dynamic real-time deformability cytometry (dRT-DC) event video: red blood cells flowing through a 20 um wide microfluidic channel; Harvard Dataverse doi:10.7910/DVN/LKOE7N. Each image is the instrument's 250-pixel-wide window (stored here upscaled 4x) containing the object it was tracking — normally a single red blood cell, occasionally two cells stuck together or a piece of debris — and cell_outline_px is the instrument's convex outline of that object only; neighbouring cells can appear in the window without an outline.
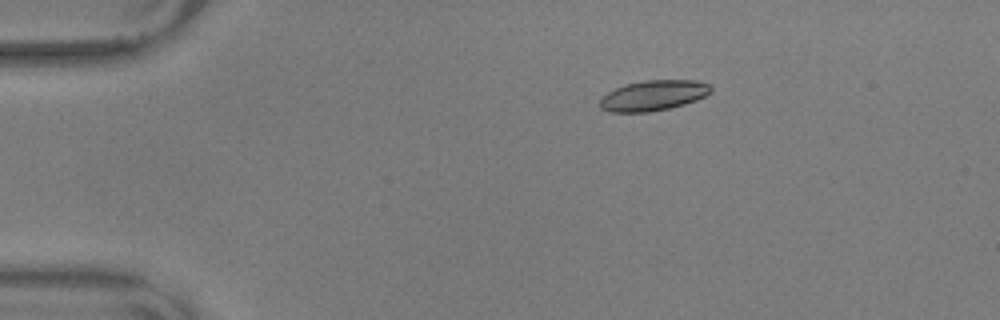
{"species": "common noctule bat (a hibernating species)", "species_latin": "Nyctalus noctula", "temperature_condition": "warm", "stored_images_in_passage": 53, "camera_frame_rate_fps": 3000, "um_per_image_px": 0.085, "animal": {"sex": "male", "body_mass_g": 17.9, "forearm_length_mm": 54.2}, "frame": {"image": 1, "passage_image": 7, "time_ms": 2.0, "image_size_px": [1000, 320], "cell_outline_px": [[712, 92], [696, 100], [684, 104], [668, 108], [648, 112], [608, 112], [600, 108], [600, 100], [608, 92], [616, 88], [628, 84], [644, 80], [696, 80], [708, 84], [712, 88]], "centroid_in_image_um": [55.54, 8.11], "position_along_channel_um": 29.5, "area_um2": 19.48}}
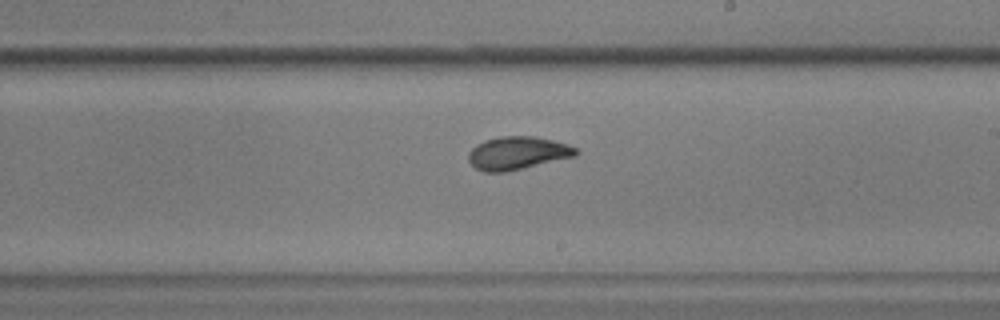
{"frame": {"image": 2, "passage_image": 30, "time_ms": 9.667, "image_size_px": [1000, 320], "cell_outline_px": [[580, 152], [576, 156], [504, 172], [484, 172], [476, 168], [468, 160], [468, 152], [476, 144], [484, 140], [500, 136], [536, 136], [568, 144], [576, 148]], "centroid_in_image_um": [43.98, 13.0], "position_along_channel_um": 245.0, "area_um2": 20.69}}
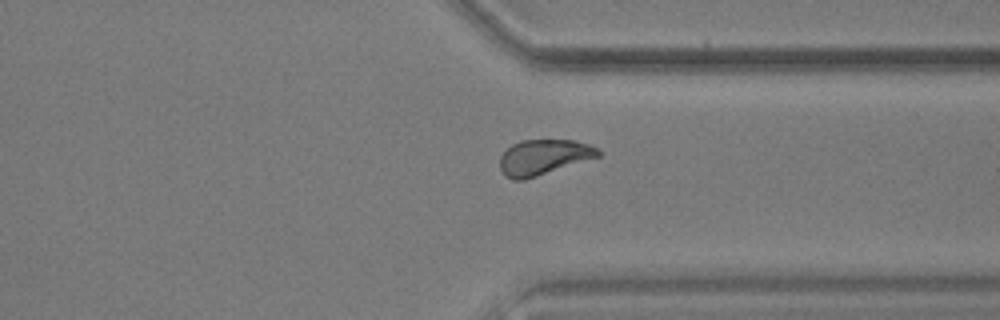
{"frame": {"image": 3, "passage_image": 40, "time_ms": 13.0, "image_size_px": [1000, 320], "cell_outline_px": [[600, 156], [524, 180], [512, 180], [504, 176], [500, 168], [500, 156], [512, 144], [520, 140], [572, 140], [588, 144], [600, 148]], "centroid_in_image_um": [46.19, 13.36], "position_along_channel_um": 365.2, "area_um2": 20.23}, "authors_computed_cell_mechanics": {"area_um2": 20.23, "velocity_mm_per_s": 3.6058, "shape_relaxation_time_tau1_ms": 2.7798, "shape_relaxation_time_tau2_ms": 1.4937, "deformation_change_tau1": 0.1557, "deformation_change_tau2": 0.0757}}